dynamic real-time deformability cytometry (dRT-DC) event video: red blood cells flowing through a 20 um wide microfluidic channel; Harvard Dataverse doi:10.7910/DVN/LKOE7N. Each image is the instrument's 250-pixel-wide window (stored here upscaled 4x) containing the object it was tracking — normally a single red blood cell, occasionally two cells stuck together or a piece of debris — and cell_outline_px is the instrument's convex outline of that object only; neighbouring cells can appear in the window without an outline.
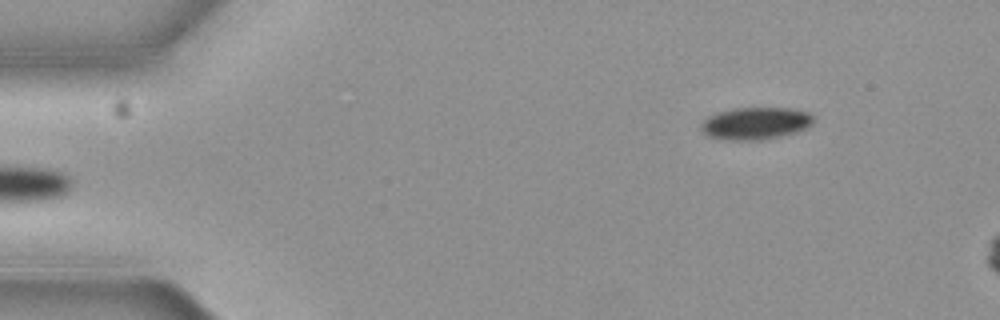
{"species": "common noctule bat (a hibernating species)", "species_latin": "Nyctalus noctula", "temperature_condition": "cold", "stored_images_in_passage": 4, "camera_frame_rate_fps": 3000, "um_per_image_px": 0.085, "animal": {"sex": "female", "body_mass_g": 19.3, "forearm_length_mm": 54.1}, "frame": {"image": 1, "passage_image": 4, "time_ms": 1.0, "image_size_px": [1000, 320], "cell_outline_px": [[812, 124], [796, 132], [760, 140], [728, 140], [708, 136], [700, 128], [700, 124], [708, 116], [716, 112], [732, 108], [792, 108], [808, 112], [812, 116]], "centroid_in_image_um": [64.18, 10.47], "position_along_channel_um": 20.8, "area_um2": 21.04}}